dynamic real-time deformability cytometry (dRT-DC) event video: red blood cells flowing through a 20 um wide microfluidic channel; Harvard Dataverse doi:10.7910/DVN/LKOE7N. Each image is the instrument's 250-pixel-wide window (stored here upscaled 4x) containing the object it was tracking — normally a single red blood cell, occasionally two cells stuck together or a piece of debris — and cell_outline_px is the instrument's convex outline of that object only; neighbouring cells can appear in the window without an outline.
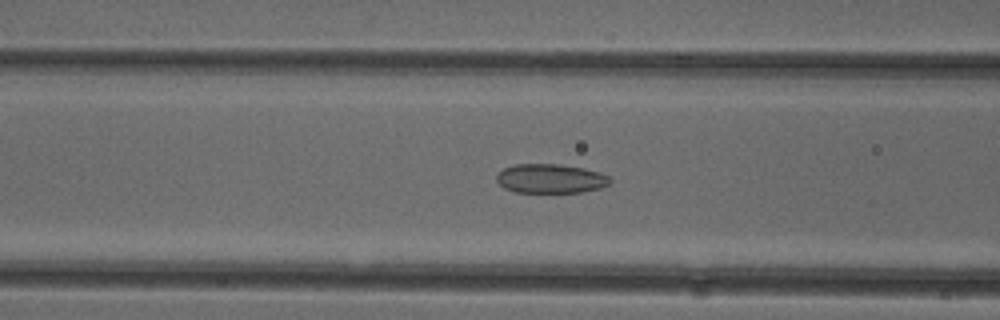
{"species": "common noctule bat (a hibernating species)", "species_latin": "Nyctalus noctula", "temperature_condition": "cold", "stored_images_in_passage": 52, "camera_frame_rate_fps": 3000, "um_per_image_px": 0.085, "animal": {"sex": "female"}, "frame": {"image": 1, "passage_image": 21, "time_ms": 6.667, "image_size_px": [1000, 320], "cell_outline_px": [[612, 180], [608, 184], [600, 188], [580, 192], [516, 192], [504, 188], [496, 180], [496, 172], [504, 168], [516, 164], [560, 164], [584, 168], [608, 176]], "centroid_in_image_um": [46.75, 15.17], "position_along_channel_um": 119.8, "area_um2": 19.25}}
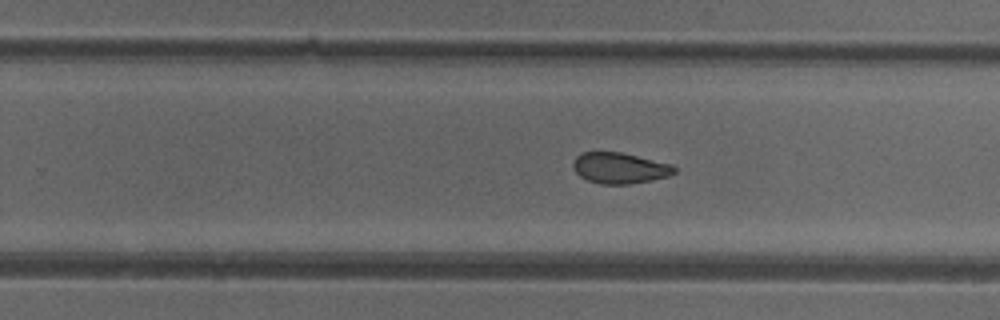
{"frame": {"image": 2, "passage_image": 33, "time_ms": 10.667, "image_size_px": [1000, 320], "cell_outline_px": [[676, 172], [668, 176], [652, 180], [628, 184], [600, 184], [588, 180], [580, 176], [572, 168], [572, 164], [576, 156], [580, 152], [620, 152], [672, 164], [676, 168]], "centroid_in_image_um": [52.66, 14.28], "position_along_channel_um": 277.1, "area_um2": 18.26}}
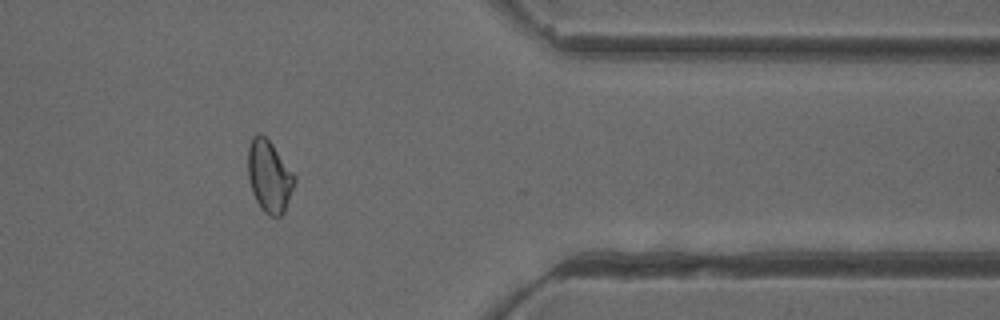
{"frame": {"image": 3, "passage_image": 43, "time_ms": 14.0, "image_size_px": [1000, 320], "cell_outline_px": [[296, 180], [284, 212], [280, 216], [272, 216], [264, 212], [260, 208], [252, 192], [248, 176], [248, 148], [252, 136], [256, 132], [260, 132], [272, 144], [296, 176]], "centroid_in_image_um": [22.88, 14.97], "position_along_channel_um": 388.5, "area_um2": 19.48}, "authors_computed_cell_mechanics": {"area_um2": 20.0566, "velocity_mm_per_s": 3.9322, "shape_relaxation_time_tau1_ms": 10.5047, "shape_relaxation_time_tau2_ms": 2.7365, "deformation_change_tau1": 0.1532, "deformation_change_tau2": 0.0741}}